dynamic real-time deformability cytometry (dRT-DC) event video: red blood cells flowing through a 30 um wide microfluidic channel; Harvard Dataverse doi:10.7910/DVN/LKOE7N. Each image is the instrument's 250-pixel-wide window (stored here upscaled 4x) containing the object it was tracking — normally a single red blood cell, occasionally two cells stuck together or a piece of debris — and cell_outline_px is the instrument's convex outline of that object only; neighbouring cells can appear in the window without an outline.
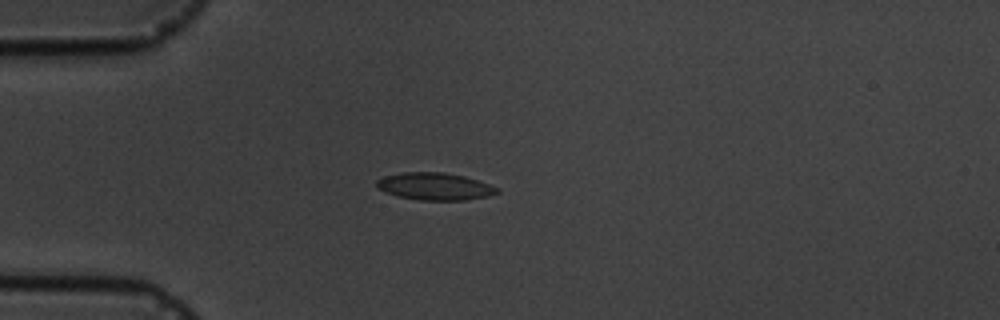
{"species": "common noctule bat (a hibernating species)", "species_latin": "Nyctalus noctula", "temperature_condition": "cold", "stored_images_in_passage": 11, "camera_frame_rate_fps": 3000, "um_per_image_px": 0.085, "animal": {"sex": "male", "body_mass_g": 19.5, "forearm_length_mm": 54.6}, "frame": {"image": 1, "passage_image": 4, "time_ms": 3.667, "image_size_px": [1000, 320], "cell_outline_px": [[500, 192], [488, 196], [464, 200], [420, 200], [396, 196], [376, 188], [376, 180], [384, 176], [400, 172], [444, 172], [464, 176], [500, 188]], "centroid_in_image_um": [36.93, 15.84], "position_along_channel_um": 48.1, "area_um2": 19.25}}
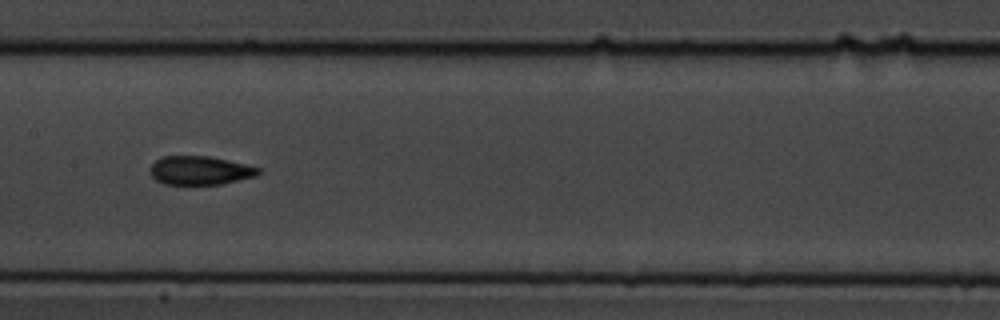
{"frame": {"image": 2, "passage_image": 8, "time_ms": 8.0, "image_size_px": [1000, 320], "cell_outline_px": [[260, 172], [256, 176], [220, 184], [164, 184], [156, 180], [152, 176], [152, 164], [156, 160], [164, 156], [208, 156], [228, 160], [260, 168]], "centroid_in_image_um": [17.01, 14.48], "position_along_channel_um": 190.4, "area_um2": 17.8}}
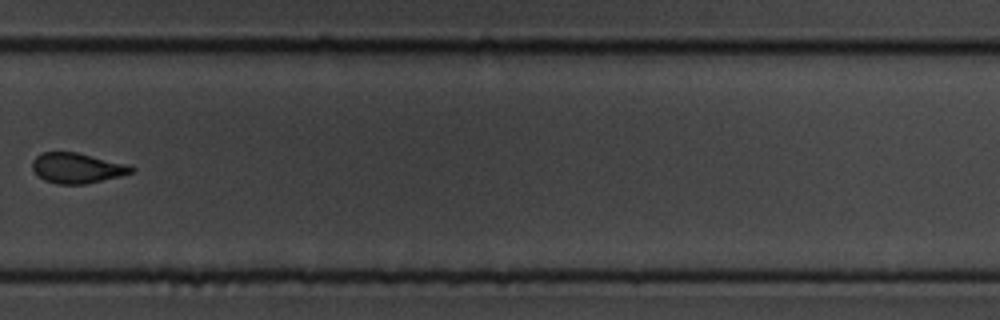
{"frame": {"image": 3, "passage_image": 11, "time_ms": 11.667, "image_size_px": [1000, 320], "cell_outline_px": [[136, 168], [132, 172], [120, 176], [84, 184], [56, 184], [44, 180], [32, 168], [32, 160], [36, 156], [44, 152], [76, 152], [128, 164]], "centroid_in_image_um": [6.55, 14.28], "position_along_channel_um": 323.2, "area_um2": 17.34}}